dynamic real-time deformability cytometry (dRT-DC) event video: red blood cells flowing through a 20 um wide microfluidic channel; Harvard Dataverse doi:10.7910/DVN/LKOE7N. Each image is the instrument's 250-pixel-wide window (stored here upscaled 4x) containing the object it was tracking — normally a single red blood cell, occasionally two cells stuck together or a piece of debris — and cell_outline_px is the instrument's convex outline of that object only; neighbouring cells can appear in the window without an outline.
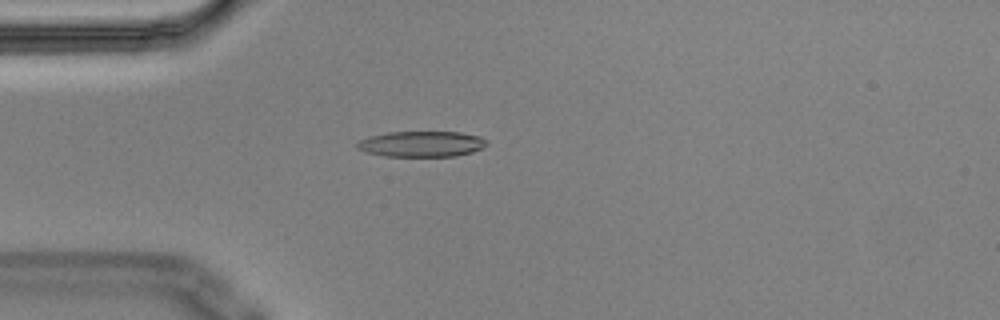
{"species": "Egyptian fruit bat (a non-hibernating species)", "species_latin": "Rousettus aegyptiacus", "temperature_condition": "cold", "stored_images_in_passage": 5, "camera_frame_rate_fps": 3000, "um_per_image_px": 0.085, "animal": {"sex": "male"}, "frame": {"image": 1, "passage_image": 4, "time_ms": 1.0, "image_size_px": [1000, 320], "cell_outline_px": [[488, 144], [472, 152], [456, 156], [384, 156], [368, 152], [356, 148], [356, 144], [360, 140], [368, 136], [388, 132], [460, 132], [480, 136], [488, 140]], "centroid_in_image_um": [35.84, 12.23], "position_along_channel_um": 49.2, "area_um2": 19.42}}